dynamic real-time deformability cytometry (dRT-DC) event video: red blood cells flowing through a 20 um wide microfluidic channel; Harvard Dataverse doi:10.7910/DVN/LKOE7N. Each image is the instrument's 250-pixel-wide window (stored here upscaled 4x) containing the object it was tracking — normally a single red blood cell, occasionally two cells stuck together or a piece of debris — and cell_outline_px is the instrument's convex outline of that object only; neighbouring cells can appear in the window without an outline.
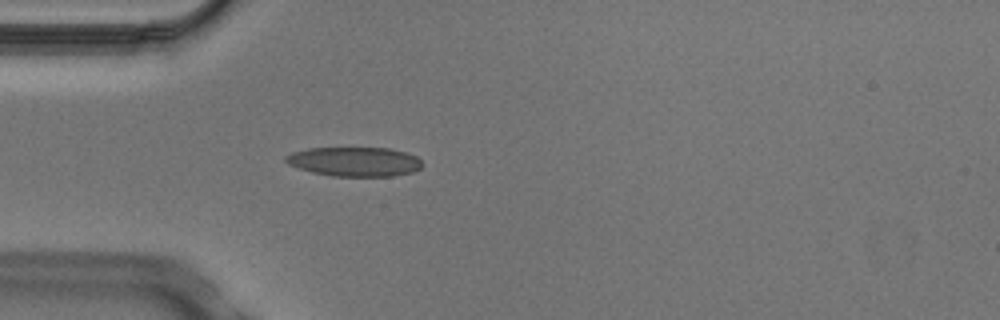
{"species": "Egyptian fruit bat (a non-hibernating species)", "species_latin": "Rousettus aegyptiacus", "temperature_condition": "cold", "stored_images_in_passage": 4, "camera_frame_rate_fps": 3000, "um_per_image_px": 0.085, "animal": {"sex": "male"}, "frame": {"image": 1, "passage_image": 4, "time_ms": 1.0, "image_size_px": [1000, 320], "cell_outline_px": [[424, 164], [420, 168], [412, 172], [392, 176], [332, 176], [312, 172], [288, 164], [284, 160], [284, 156], [292, 152], [308, 148], [388, 148], [404, 152], [416, 156]], "centroid_in_image_um": [30.12, 13.74], "position_along_channel_um": 54.9, "area_um2": 23.29}}